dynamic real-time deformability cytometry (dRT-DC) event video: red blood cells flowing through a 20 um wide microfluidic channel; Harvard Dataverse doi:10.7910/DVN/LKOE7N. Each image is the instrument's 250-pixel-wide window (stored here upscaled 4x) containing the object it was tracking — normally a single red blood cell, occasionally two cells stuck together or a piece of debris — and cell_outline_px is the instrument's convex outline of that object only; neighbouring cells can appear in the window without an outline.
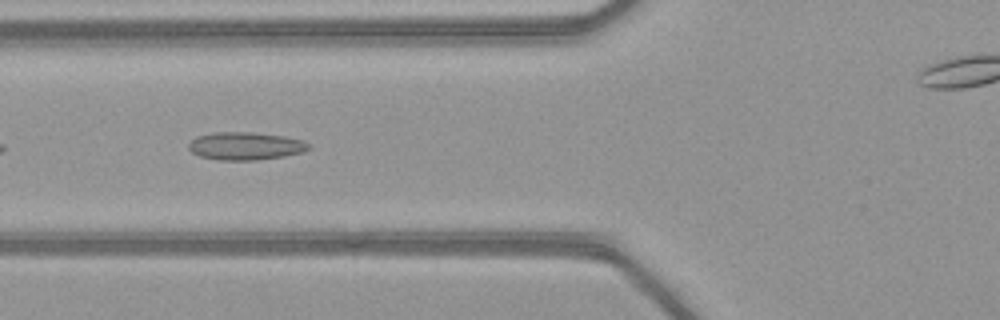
{"species": "common noctule bat (a hibernating species)", "species_latin": "Nyctalus noctula", "temperature_condition": "warm", "stored_images_in_passage": 11, "camera_frame_rate_fps": 3000, "um_per_image_px": 0.085, "animal": {"sex": "female", "body_mass_g": 21.9}, "frame": {"image": 1, "passage_image": 5, "time_ms": 1.333, "image_size_px": [1000, 320], "cell_outline_px": [[312, 148], [304, 152], [284, 156], [256, 160], [216, 160], [200, 156], [192, 152], [188, 148], [188, 144], [196, 136], [212, 132], [252, 132], [284, 136], [304, 140], [312, 144]], "centroid_in_image_um": [20.9, 12.41], "position_along_channel_um": 104.9, "area_um2": 19.77}}
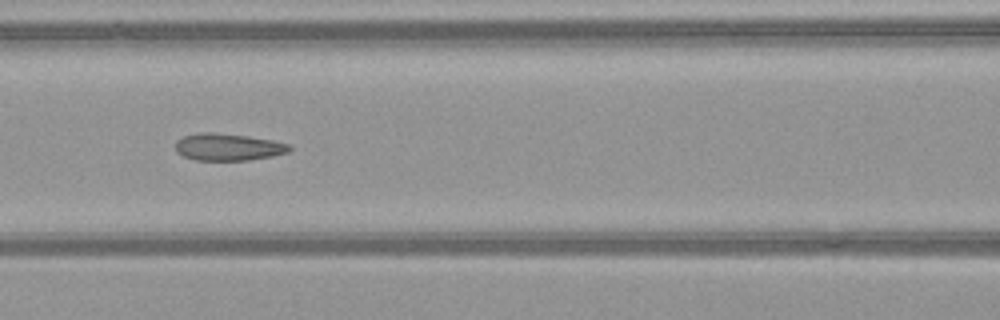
{"frame": {"image": 2, "passage_image": 8, "time_ms": 2.333, "image_size_px": [1000, 320], "cell_outline_px": [[292, 148], [288, 152], [272, 156], [248, 160], [196, 160], [184, 156], [176, 152], [176, 140], [184, 136], [200, 132], [216, 132], [248, 136], [272, 140], [288, 144]], "centroid_in_image_um": [19.37, 12.49], "position_along_channel_um": 147.2, "area_um2": 17.98}}